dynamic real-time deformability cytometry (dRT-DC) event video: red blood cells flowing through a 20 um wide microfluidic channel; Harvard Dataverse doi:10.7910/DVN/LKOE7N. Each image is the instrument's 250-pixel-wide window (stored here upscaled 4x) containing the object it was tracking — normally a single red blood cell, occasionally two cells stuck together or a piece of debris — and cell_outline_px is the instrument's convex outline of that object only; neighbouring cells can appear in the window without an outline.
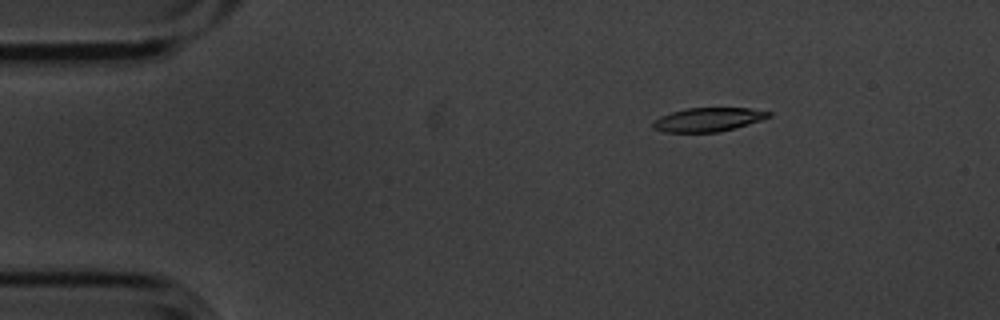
{"species": "common noctule bat (a hibernating species)", "species_latin": "Nyctalus noctula", "temperature_condition": "cold", "stored_images_in_passage": 3, "camera_frame_rate_fps": 3000, "um_per_image_px": 0.085, "animal": {"sex": "male", "body_mass_g": 20.1, "forearm_length_mm": 53.5}, "frame": {"image": 1, "passage_image": 1, "time_ms": 0.0, "image_size_px": [1000, 320], "cell_outline_px": [[772, 116], [748, 124], [720, 132], [664, 132], [652, 128], [652, 120], [660, 116], [672, 112], [688, 108], [748, 108], [772, 112]], "centroid_in_image_um": [60.16, 10.16], "position_along_channel_um": 24.8, "area_um2": 16.07}}